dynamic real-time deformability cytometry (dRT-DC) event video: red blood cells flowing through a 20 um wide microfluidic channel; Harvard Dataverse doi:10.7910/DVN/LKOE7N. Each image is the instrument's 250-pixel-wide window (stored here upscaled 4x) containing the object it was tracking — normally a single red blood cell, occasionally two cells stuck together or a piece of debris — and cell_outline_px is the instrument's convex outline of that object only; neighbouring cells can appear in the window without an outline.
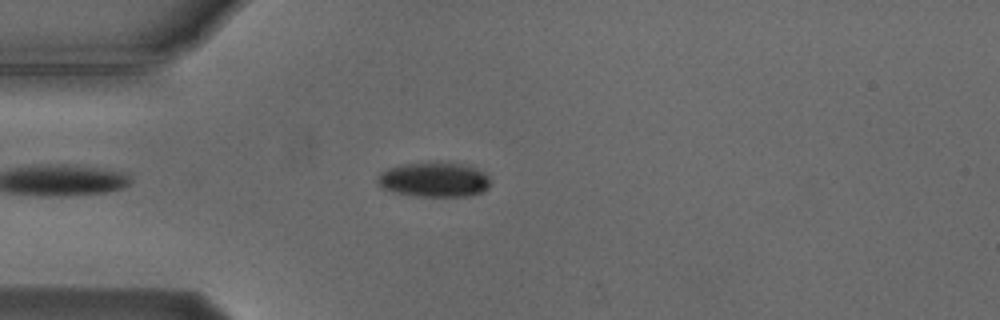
{"species": "Egyptian fruit bat (a non-hibernating species)", "species_latin": "Rousettus aegyptiacus", "temperature_condition": "cold", "stored_images_in_passage": 31, "camera_frame_rate_fps": 3000, "um_per_image_px": 0.085, "animal": {"sex": "male"}, "frame": {"image": 1, "passage_image": 3, "time_ms": 0.667, "image_size_px": [1000, 320], "cell_outline_px": [[492, 180], [488, 188], [484, 192], [472, 196], [416, 196], [396, 192], [380, 188], [376, 180], [380, 172], [388, 168], [404, 164], [428, 160], [436, 160], [460, 164], [484, 172]], "centroid_in_image_um": [36.9, 15.25], "position_along_channel_um": 48.1, "area_um2": 23.41}}
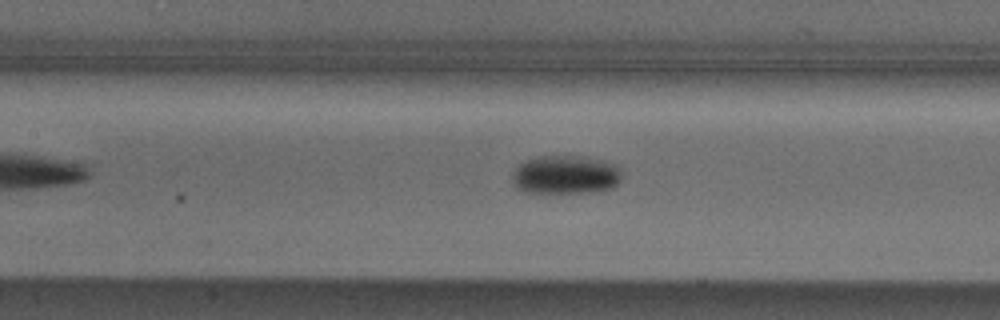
{"frame": {"image": 2, "passage_image": 13, "time_ms": 4.0, "image_size_px": [1000, 320], "cell_outline_px": [[620, 180], [612, 188], [600, 192], [524, 192], [516, 188], [512, 180], [512, 176], [516, 168], [524, 160], [536, 156], [580, 156], [604, 160], [616, 164], [620, 172]], "centroid_in_image_um": [48.07, 14.85], "position_along_channel_um": 159.3, "area_um2": 24.8}}
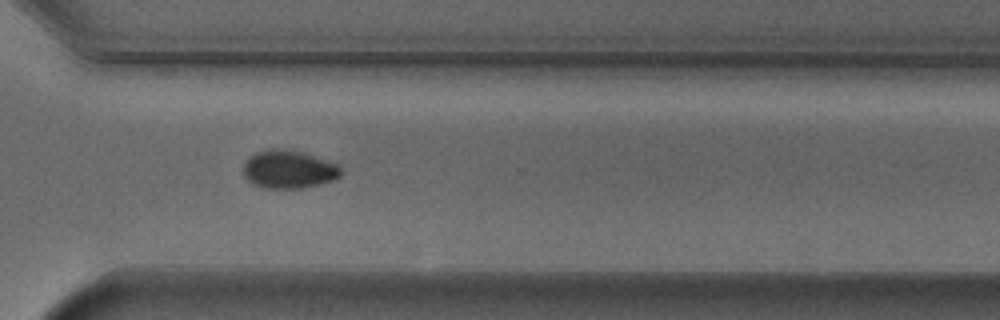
{"frame": {"image": 3, "passage_image": 28, "time_ms": 9.0, "image_size_px": [1000, 320], "cell_outline_px": [[340, 176], [332, 180], [300, 188], [268, 188], [252, 184], [244, 176], [244, 164], [256, 152], [268, 148], [280, 148], [304, 152], [336, 164], [340, 168]], "centroid_in_image_um": [24.51, 14.38], "position_along_channel_um": 346.1, "area_um2": 21.33}, "authors_computed_cell_mechanics": {"area_um2": 23.6402, "velocity_mm_per_s": 3.7345, "shape_relaxation_time_tau1_ms": 2.9085, "shape_relaxation_time_tau2_ms": null, "deformation_change_tau1": 0.0916, "deformation_change_tau2": null}}